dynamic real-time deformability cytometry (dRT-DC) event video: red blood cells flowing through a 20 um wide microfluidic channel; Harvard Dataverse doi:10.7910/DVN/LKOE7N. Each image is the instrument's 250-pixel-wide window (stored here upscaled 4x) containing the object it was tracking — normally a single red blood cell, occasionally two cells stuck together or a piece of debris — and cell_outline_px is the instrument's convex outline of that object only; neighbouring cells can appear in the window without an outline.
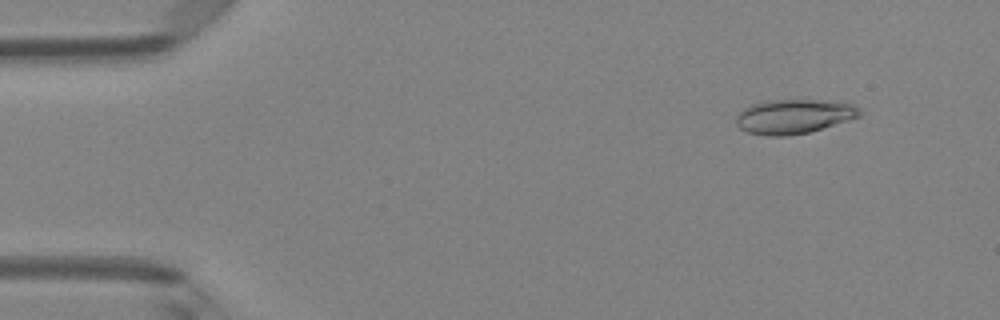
{"species": "Egyptian fruit bat (a non-hibernating species)", "species_latin": "Rousettus aegyptiacus", "temperature_condition": "room temperature", "stored_images_in_passage": 49, "camera_frame_rate_fps": 3000, "um_per_image_px": 0.085, "animal": {"sex": "female"}, "frame": {"image": 1, "passage_image": 5, "time_ms": 1.333, "image_size_px": [1000, 320], "cell_outline_px": [[860, 116], [848, 120], [808, 132], [784, 136], [764, 136], [748, 132], [740, 128], [736, 124], [736, 116], [744, 108], [752, 104], [772, 100], [816, 100], [852, 104], [860, 108]], "centroid_in_image_um": [67.44, 9.9], "position_along_channel_um": 17.6, "area_um2": 24.39}}
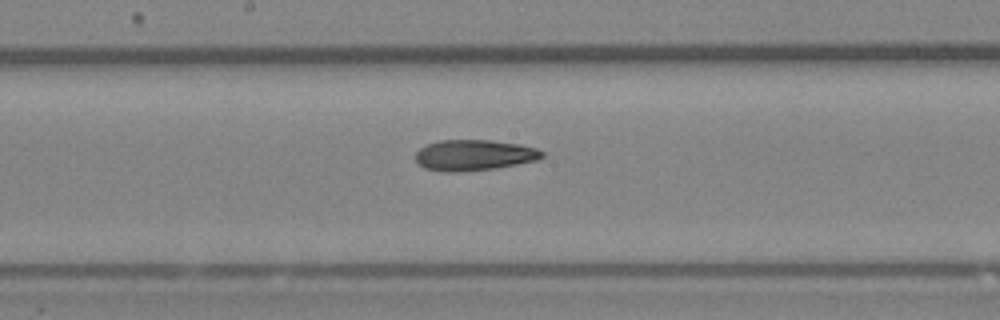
{"frame": {"image": 2, "passage_image": 26, "time_ms": 8.333, "image_size_px": [1000, 320], "cell_outline_px": [[544, 156], [536, 160], [516, 164], [492, 168], [456, 172], [440, 172], [424, 168], [416, 160], [416, 152], [424, 144], [440, 140], [492, 140], [520, 144], [536, 148], [544, 152]], "centroid_in_image_um": [40.26, 13.17], "position_along_channel_um": 207.9, "area_um2": 22.72}}
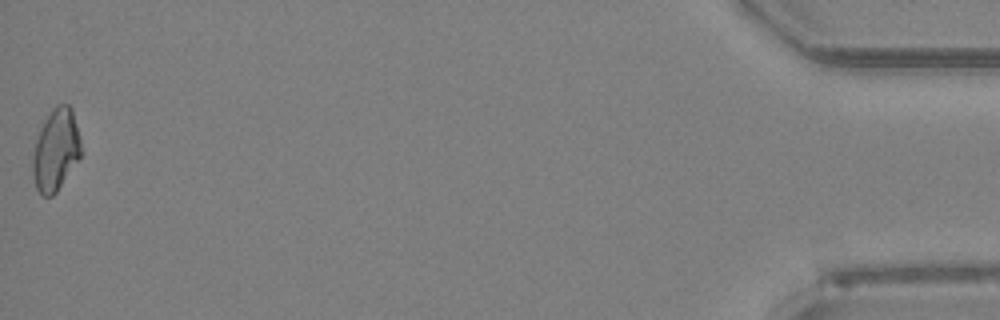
{"frame": {"image": 3, "passage_image": 49, "time_ms": 16.0, "image_size_px": [1000, 320], "cell_outline_px": [[80, 156], [56, 192], [52, 196], [44, 196], [36, 188], [32, 172], [32, 156], [36, 140], [52, 108], [56, 104], [68, 104], [72, 108], [80, 136]], "centroid_in_image_um": [4.74, 12.74], "position_along_channel_um": 430.5, "area_um2": 22.6}, "authors_computed_cell_mechanics": {"area_um2": 22.7154, "velocity_mm_per_s": 4.1522, "shape_relaxation_time_tau1_ms": null, "shape_relaxation_time_tau2_ms": 3.6667, "deformation_change_tau1": null, "deformation_change_tau2": 0.1231}}